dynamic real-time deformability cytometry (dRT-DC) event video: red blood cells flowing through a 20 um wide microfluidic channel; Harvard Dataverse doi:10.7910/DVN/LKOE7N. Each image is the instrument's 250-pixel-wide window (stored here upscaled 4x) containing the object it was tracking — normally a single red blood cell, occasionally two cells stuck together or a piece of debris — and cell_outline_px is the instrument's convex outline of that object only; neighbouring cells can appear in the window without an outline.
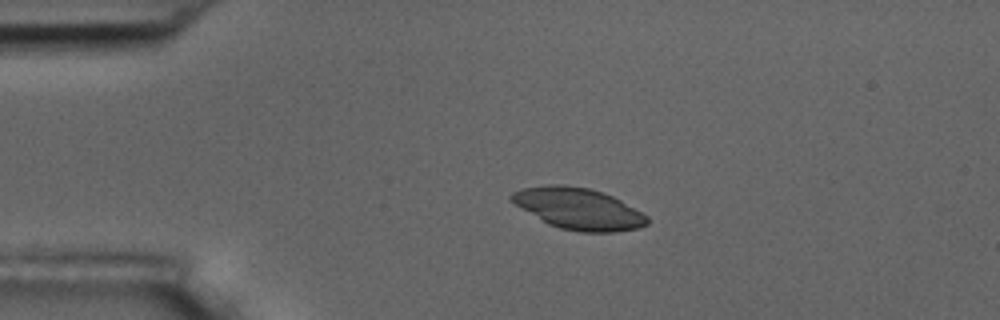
{"species": "common noctule bat (a hibernating species)", "species_latin": "Nyctalus noctula", "temperature_condition": "room temperature", "stored_images_in_passage": 14, "camera_frame_rate_fps": 3000, "um_per_image_px": 0.085, "animal": {"sex": "male", "body_mass_g": 17.5, "forearm_length_mm": 52.3}, "frame": {"image": 1, "passage_image": 3, "time_ms": 2.333, "image_size_px": [1000, 320], "cell_outline_px": [[648, 224], [640, 228], [616, 232], [580, 232], [560, 228], [548, 224], [516, 204], [508, 196], [512, 192], [520, 188], [548, 184], [564, 184], [588, 188], [612, 196], [620, 200], [648, 216]], "centroid_in_image_um": [49.17, 17.74], "position_along_channel_um": 35.8, "area_um2": 32.6}}